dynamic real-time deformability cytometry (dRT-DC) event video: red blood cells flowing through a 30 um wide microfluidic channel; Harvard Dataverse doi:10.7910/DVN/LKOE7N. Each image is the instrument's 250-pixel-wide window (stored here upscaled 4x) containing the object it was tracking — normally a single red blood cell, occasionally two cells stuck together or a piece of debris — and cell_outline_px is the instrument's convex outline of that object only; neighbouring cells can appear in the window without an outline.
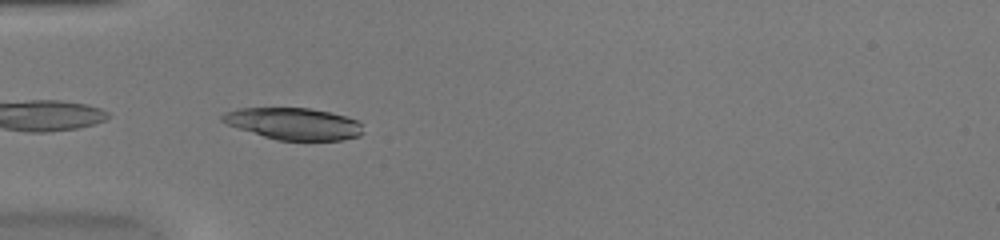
{"species": "common noctule bat (a hibernating species)", "species_latin": "Nyctalus noctula", "temperature_condition": "warm", "stored_images_in_passage": 36, "camera_frame_rate_fps": 3000, "um_per_image_px": 0.085, "animal": {"sex": "female", "body_mass_g": 20.0, "forearm_length_mm": 54.0}, "frame": {"image": 1, "passage_image": 1, "time_ms": 0.0, "image_size_px": [1000, 240], "cell_outline_px": [[364, 132], [360, 136], [340, 140], [276, 140], [228, 124], [220, 120], [220, 116], [224, 112], [240, 108], [308, 108], [328, 112], [344, 116], [356, 120], [360, 124]], "centroid_in_image_um": [24.96, 10.51], "position_along_channel_um": 60.0, "area_um2": 25.78}}
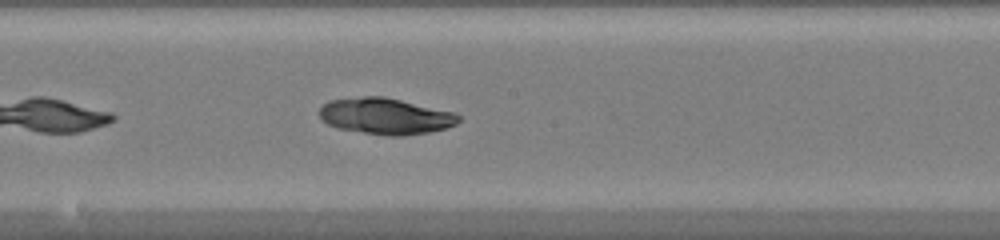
{"frame": {"image": 2, "passage_image": 13, "time_ms": 4.0, "image_size_px": [1000, 240], "cell_outline_px": [[460, 120], [456, 124], [448, 128], [428, 132], [404, 136], [388, 136], [336, 128], [320, 120], [320, 108], [328, 100], [364, 96], [384, 96], [456, 112], [460, 116]], "centroid_in_image_um": [32.79, 9.87], "position_along_channel_um": 215.4, "area_um2": 29.71}}
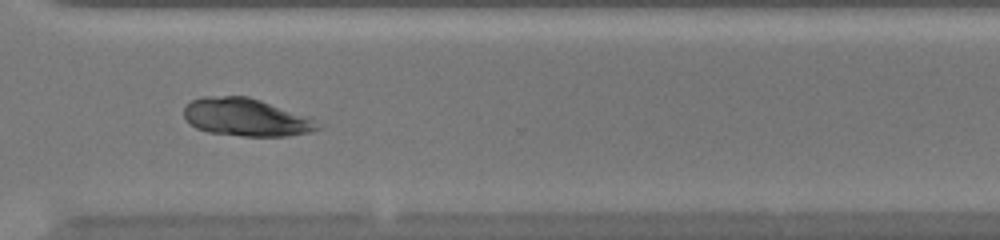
{"frame": {"image": 3, "passage_image": 23, "time_ms": 7.333, "image_size_px": [1000, 240], "cell_outline_px": [[324, 124], [320, 128], [308, 132], [288, 136], [244, 136], [208, 132], [196, 128], [188, 124], [184, 116], [184, 108], [192, 100], [200, 96], [248, 96], [260, 100]], "centroid_in_image_um": [20.85, 9.97], "position_along_channel_um": 349.8, "area_um2": 29.13}, "authors_computed_cell_mechanics": {"area_um2": 28.7555, "velocity_mm_per_s": 4.035, "shape_relaxation_time_tau1_ms": 4.9613, "shape_relaxation_time_tau2_ms": null, "deformation_change_tau1": 0.1474, "deformation_change_tau2": null}}